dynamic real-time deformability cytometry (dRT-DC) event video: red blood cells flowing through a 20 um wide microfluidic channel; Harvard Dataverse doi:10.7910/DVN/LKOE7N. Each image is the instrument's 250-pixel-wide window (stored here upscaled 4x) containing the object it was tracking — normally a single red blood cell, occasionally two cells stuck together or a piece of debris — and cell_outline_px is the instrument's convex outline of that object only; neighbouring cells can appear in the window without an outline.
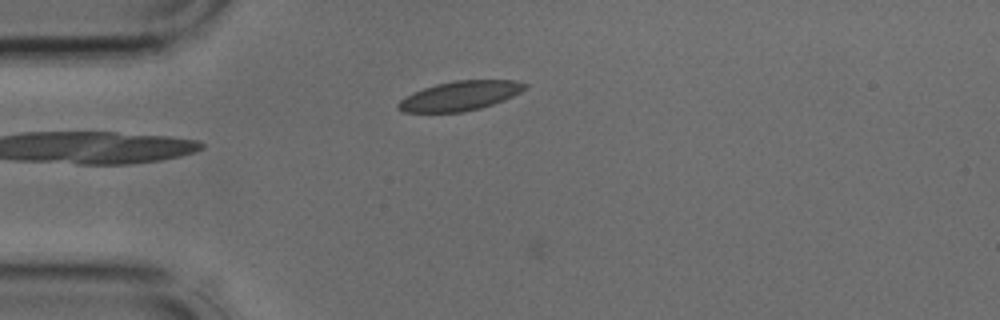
{"species": "common noctule bat (a hibernating species)", "species_latin": "Nyctalus noctula", "temperature_condition": "cold", "stored_images_in_passage": 1, "camera_frame_rate_fps": 3000, "um_per_image_px": 0.085, "animal": {"sex": "male", "body_mass_g": 17.9, "forearm_length_mm": 54.2}, "frame": {"image": 1, "passage_image": 1, "time_ms": 0.0, "image_size_px": [1000, 320], "cell_outline_px": [[528, 84], [520, 92], [504, 100], [480, 108], [464, 112], [404, 112], [396, 108], [396, 104], [400, 100], [412, 92], [436, 84], [456, 80], [516, 80]], "centroid_in_image_um": [39.07, 8.14], "position_along_channel_um": 45.9, "area_um2": 21.68}}